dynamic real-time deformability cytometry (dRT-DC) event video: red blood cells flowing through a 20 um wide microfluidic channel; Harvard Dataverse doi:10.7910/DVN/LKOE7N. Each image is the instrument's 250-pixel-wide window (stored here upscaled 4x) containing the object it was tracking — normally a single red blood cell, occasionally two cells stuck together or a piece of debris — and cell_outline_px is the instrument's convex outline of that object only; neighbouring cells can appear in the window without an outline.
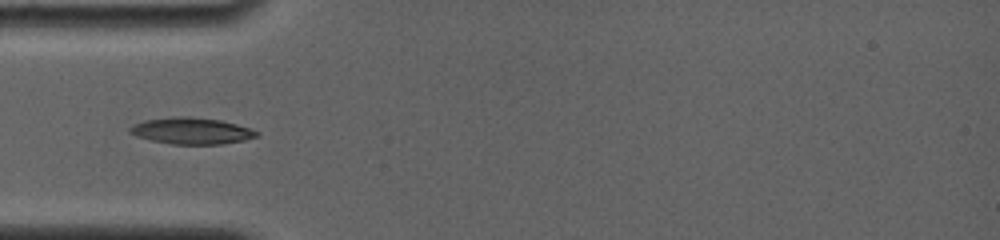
{"species": "common noctule bat (a hibernating species)", "species_latin": "Nyctalus noctula", "temperature_condition": "room temperature", "stored_images_in_passage": 9, "camera_frame_rate_fps": 4000, "um_per_image_px": 0.085, "animal": {"sex": "female", "body_mass_g": 19.0, "forearm_length_mm": 56.7}, "frame": {"image": 1, "passage_image": 1, "time_ms": 0.0, "image_size_px": [1000, 240], "cell_outline_px": [[260, 136], [244, 140], [220, 144], [172, 144], [152, 140], [136, 136], [128, 132], [128, 128], [132, 124], [144, 120], [172, 116], [188, 116], [220, 120], [236, 124], [260, 132]], "centroid_in_image_um": [16.25, 11.11], "position_along_channel_um": 68.8, "area_um2": 19.65}}
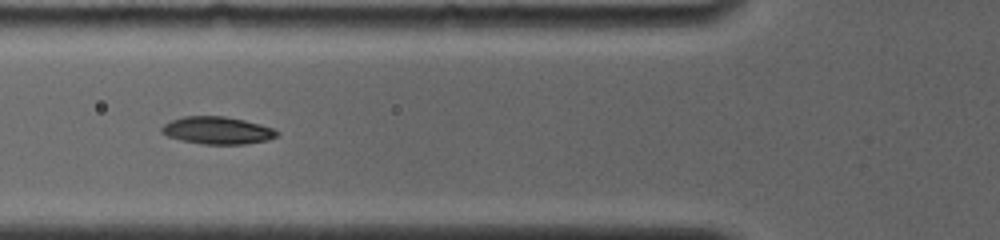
{"frame": {"image": 2, "passage_image": 5, "time_ms": 1.0, "image_size_px": [1000, 240], "cell_outline_px": [[280, 132], [276, 136], [268, 140], [244, 144], [200, 144], [180, 140], [168, 136], [160, 132], [160, 128], [164, 124], [172, 120], [184, 116], [224, 116], [244, 120], [260, 124], [272, 128]], "centroid_in_image_um": [18.45, 11.09], "position_along_channel_um": 107.3, "area_um2": 18.44}}
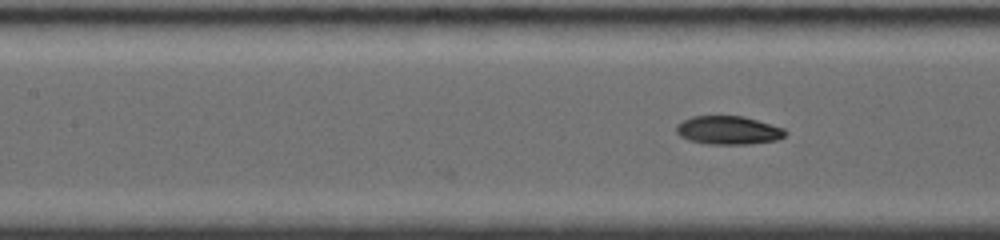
{"frame": {"image": 3, "passage_image": 9, "time_ms": 2.0, "image_size_px": [1000, 240], "cell_outline_px": [[788, 132], [784, 136], [776, 140], [752, 144], [708, 144], [688, 140], [680, 136], [676, 132], [676, 124], [692, 116], [744, 116], [784, 128]], "centroid_in_image_um": [61.91, 11.07], "position_along_channel_um": 145.5, "area_um2": 18.15}}